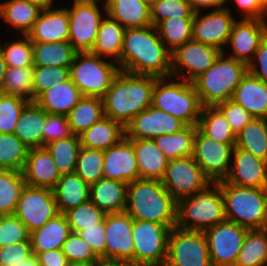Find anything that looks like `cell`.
Listing matches in <instances>:
<instances>
[{
  "mask_svg": "<svg viewBox=\"0 0 267 266\" xmlns=\"http://www.w3.org/2000/svg\"><path fill=\"white\" fill-rule=\"evenodd\" d=\"M171 52L155 26L126 29L119 69L132 74L171 78Z\"/></svg>",
  "mask_w": 267,
  "mask_h": 266,
  "instance_id": "obj_1",
  "label": "cell"
},
{
  "mask_svg": "<svg viewBox=\"0 0 267 266\" xmlns=\"http://www.w3.org/2000/svg\"><path fill=\"white\" fill-rule=\"evenodd\" d=\"M157 77L120 70L102 97L104 116L124 127L143 110L152 106V91Z\"/></svg>",
  "mask_w": 267,
  "mask_h": 266,
  "instance_id": "obj_2",
  "label": "cell"
},
{
  "mask_svg": "<svg viewBox=\"0 0 267 266\" xmlns=\"http://www.w3.org/2000/svg\"><path fill=\"white\" fill-rule=\"evenodd\" d=\"M177 201L162 181L137 179L128 184L125 212L134 220L151 221L169 228L176 225Z\"/></svg>",
  "mask_w": 267,
  "mask_h": 266,
  "instance_id": "obj_3",
  "label": "cell"
},
{
  "mask_svg": "<svg viewBox=\"0 0 267 266\" xmlns=\"http://www.w3.org/2000/svg\"><path fill=\"white\" fill-rule=\"evenodd\" d=\"M222 52L215 63L192 83L202 107H215L231 100L235 88L248 72V65Z\"/></svg>",
  "mask_w": 267,
  "mask_h": 266,
  "instance_id": "obj_4",
  "label": "cell"
},
{
  "mask_svg": "<svg viewBox=\"0 0 267 266\" xmlns=\"http://www.w3.org/2000/svg\"><path fill=\"white\" fill-rule=\"evenodd\" d=\"M211 185L214 186L213 189ZM225 220L224 200L221 186L217 182H212L199 193L177 201V228L205 231Z\"/></svg>",
  "mask_w": 267,
  "mask_h": 266,
  "instance_id": "obj_5",
  "label": "cell"
},
{
  "mask_svg": "<svg viewBox=\"0 0 267 266\" xmlns=\"http://www.w3.org/2000/svg\"><path fill=\"white\" fill-rule=\"evenodd\" d=\"M221 186L225 218L248 229H262L267 224V188L241 187L217 182Z\"/></svg>",
  "mask_w": 267,
  "mask_h": 266,
  "instance_id": "obj_6",
  "label": "cell"
},
{
  "mask_svg": "<svg viewBox=\"0 0 267 266\" xmlns=\"http://www.w3.org/2000/svg\"><path fill=\"white\" fill-rule=\"evenodd\" d=\"M157 78L152 91V106L180 119L187 126H197L202 105L192 82H165Z\"/></svg>",
  "mask_w": 267,
  "mask_h": 266,
  "instance_id": "obj_7",
  "label": "cell"
},
{
  "mask_svg": "<svg viewBox=\"0 0 267 266\" xmlns=\"http://www.w3.org/2000/svg\"><path fill=\"white\" fill-rule=\"evenodd\" d=\"M114 63L102 61L91 52L76 53L69 67L70 79L78 87L82 96L102 98L119 73Z\"/></svg>",
  "mask_w": 267,
  "mask_h": 266,
  "instance_id": "obj_8",
  "label": "cell"
},
{
  "mask_svg": "<svg viewBox=\"0 0 267 266\" xmlns=\"http://www.w3.org/2000/svg\"><path fill=\"white\" fill-rule=\"evenodd\" d=\"M170 230L171 228L163 224L133 219V263L146 266H164Z\"/></svg>",
  "mask_w": 267,
  "mask_h": 266,
  "instance_id": "obj_9",
  "label": "cell"
},
{
  "mask_svg": "<svg viewBox=\"0 0 267 266\" xmlns=\"http://www.w3.org/2000/svg\"><path fill=\"white\" fill-rule=\"evenodd\" d=\"M164 266H213L204 231L172 228Z\"/></svg>",
  "mask_w": 267,
  "mask_h": 266,
  "instance_id": "obj_10",
  "label": "cell"
},
{
  "mask_svg": "<svg viewBox=\"0 0 267 266\" xmlns=\"http://www.w3.org/2000/svg\"><path fill=\"white\" fill-rule=\"evenodd\" d=\"M161 181L176 201L199 193L212 183L192 156L170 160Z\"/></svg>",
  "mask_w": 267,
  "mask_h": 266,
  "instance_id": "obj_11",
  "label": "cell"
},
{
  "mask_svg": "<svg viewBox=\"0 0 267 266\" xmlns=\"http://www.w3.org/2000/svg\"><path fill=\"white\" fill-rule=\"evenodd\" d=\"M249 231L248 228L225 220L204 231L213 266H234Z\"/></svg>",
  "mask_w": 267,
  "mask_h": 266,
  "instance_id": "obj_12",
  "label": "cell"
},
{
  "mask_svg": "<svg viewBox=\"0 0 267 266\" xmlns=\"http://www.w3.org/2000/svg\"><path fill=\"white\" fill-rule=\"evenodd\" d=\"M58 214L53 190L29 185H25L14 213L29 232L39 229Z\"/></svg>",
  "mask_w": 267,
  "mask_h": 266,
  "instance_id": "obj_13",
  "label": "cell"
},
{
  "mask_svg": "<svg viewBox=\"0 0 267 266\" xmlns=\"http://www.w3.org/2000/svg\"><path fill=\"white\" fill-rule=\"evenodd\" d=\"M67 10L68 42L77 53L91 52L103 19L97 3L74 0L73 7Z\"/></svg>",
  "mask_w": 267,
  "mask_h": 266,
  "instance_id": "obj_14",
  "label": "cell"
},
{
  "mask_svg": "<svg viewBox=\"0 0 267 266\" xmlns=\"http://www.w3.org/2000/svg\"><path fill=\"white\" fill-rule=\"evenodd\" d=\"M222 52L208 44L194 40L188 41L171 53V77L179 76L183 80L193 82L215 63ZM180 66L188 70V75L183 74Z\"/></svg>",
  "mask_w": 267,
  "mask_h": 266,
  "instance_id": "obj_15",
  "label": "cell"
},
{
  "mask_svg": "<svg viewBox=\"0 0 267 266\" xmlns=\"http://www.w3.org/2000/svg\"><path fill=\"white\" fill-rule=\"evenodd\" d=\"M234 147L235 143L212 140L197 129L192 157L212 182H218L229 173V160H232Z\"/></svg>",
  "mask_w": 267,
  "mask_h": 266,
  "instance_id": "obj_16",
  "label": "cell"
},
{
  "mask_svg": "<svg viewBox=\"0 0 267 266\" xmlns=\"http://www.w3.org/2000/svg\"><path fill=\"white\" fill-rule=\"evenodd\" d=\"M187 125L180 119L150 106L140 112L125 126L127 139H150L181 131Z\"/></svg>",
  "mask_w": 267,
  "mask_h": 266,
  "instance_id": "obj_17",
  "label": "cell"
},
{
  "mask_svg": "<svg viewBox=\"0 0 267 266\" xmlns=\"http://www.w3.org/2000/svg\"><path fill=\"white\" fill-rule=\"evenodd\" d=\"M132 227L133 218L126 212L106 215V261L133 263Z\"/></svg>",
  "mask_w": 267,
  "mask_h": 266,
  "instance_id": "obj_18",
  "label": "cell"
},
{
  "mask_svg": "<svg viewBox=\"0 0 267 266\" xmlns=\"http://www.w3.org/2000/svg\"><path fill=\"white\" fill-rule=\"evenodd\" d=\"M195 12L192 29V40L214 46L224 52L223 46L228 43L235 19L227 7L214 9L204 16Z\"/></svg>",
  "mask_w": 267,
  "mask_h": 266,
  "instance_id": "obj_19",
  "label": "cell"
},
{
  "mask_svg": "<svg viewBox=\"0 0 267 266\" xmlns=\"http://www.w3.org/2000/svg\"><path fill=\"white\" fill-rule=\"evenodd\" d=\"M233 165L224 181L241 187L267 188V161L234 147Z\"/></svg>",
  "mask_w": 267,
  "mask_h": 266,
  "instance_id": "obj_20",
  "label": "cell"
},
{
  "mask_svg": "<svg viewBox=\"0 0 267 266\" xmlns=\"http://www.w3.org/2000/svg\"><path fill=\"white\" fill-rule=\"evenodd\" d=\"M266 23L265 20L245 18L235 21L227 43L232 46L234 55L229 57L249 65L253 61L252 56L267 35Z\"/></svg>",
  "mask_w": 267,
  "mask_h": 266,
  "instance_id": "obj_21",
  "label": "cell"
},
{
  "mask_svg": "<svg viewBox=\"0 0 267 266\" xmlns=\"http://www.w3.org/2000/svg\"><path fill=\"white\" fill-rule=\"evenodd\" d=\"M103 176L106 179L131 183L140 179L137 158L132 143L124 137L104 151Z\"/></svg>",
  "mask_w": 267,
  "mask_h": 266,
  "instance_id": "obj_22",
  "label": "cell"
},
{
  "mask_svg": "<svg viewBox=\"0 0 267 266\" xmlns=\"http://www.w3.org/2000/svg\"><path fill=\"white\" fill-rule=\"evenodd\" d=\"M22 174L26 185L51 190L61 177L46 147L29 149Z\"/></svg>",
  "mask_w": 267,
  "mask_h": 266,
  "instance_id": "obj_23",
  "label": "cell"
},
{
  "mask_svg": "<svg viewBox=\"0 0 267 266\" xmlns=\"http://www.w3.org/2000/svg\"><path fill=\"white\" fill-rule=\"evenodd\" d=\"M27 36L31 42L38 43L68 41L69 17L67 8L41 10Z\"/></svg>",
  "mask_w": 267,
  "mask_h": 266,
  "instance_id": "obj_24",
  "label": "cell"
},
{
  "mask_svg": "<svg viewBox=\"0 0 267 266\" xmlns=\"http://www.w3.org/2000/svg\"><path fill=\"white\" fill-rule=\"evenodd\" d=\"M254 118L267 119V84L249 72L235 88L232 99Z\"/></svg>",
  "mask_w": 267,
  "mask_h": 266,
  "instance_id": "obj_25",
  "label": "cell"
},
{
  "mask_svg": "<svg viewBox=\"0 0 267 266\" xmlns=\"http://www.w3.org/2000/svg\"><path fill=\"white\" fill-rule=\"evenodd\" d=\"M127 183L101 178L90 185V200L106 214L123 213L127 206Z\"/></svg>",
  "mask_w": 267,
  "mask_h": 266,
  "instance_id": "obj_26",
  "label": "cell"
},
{
  "mask_svg": "<svg viewBox=\"0 0 267 266\" xmlns=\"http://www.w3.org/2000/svg\"><path fill=\"white\" fill-rule=\"evenodd\" d=\"M135 150L137 165L142 179L162 180L169 160L150 139H128Z\"/></svg>",
  "mask_w": 267,
  "mask_h": 266,
  "instance_id": "obj_27",
  "label": "cell"
},
{
  "mask_svg": "<svg viewBox=\"0 0 267 266\" xmlns=\"http://www.w3.org/2000/svg\"><path fill=\"white\" fill-rule=\"evenodd\" d=\"M71 233L66 216L59 213L39 229L30 232L32 253L62 249L63 243Z\"/></svg>",
  "mask_w": 267,
  "mask_h": 266,
  "instance_id": "obj_28",
  "label": "cell"
},
{
  "mask_svg": "<svg viewBox=\"0 0 267 266\" xmlns=\"http://www.w3.org/2000/svg\"><path fill=\"white\" fill-rule=\"evenodd\" d=\"M82 97L78 87L69 79L44 91L34 102L49 114L67 116Z\"/></svg>",
  "mask_w": 267,
  "mask_h": 266,
  "instance_id": "obj_29",
  "label": "cell"
},
{
  "mask_svg": "<svg viewBox=\"0 0 267 266\" xmlns=\"http://www.w3.org/2000/svg\"><path fill=\"white\" fill-rule=\"evenodd\" d=\"M53 193L59 213L64 214L90 200V185L76 173L61 174Z\"/></svg>",
  "mask_w": 267,
  "mask_h": 266,
  "instance_id": "obj_30",
  "label": "cell"
},
{
  "mask_svg": "<svg viewBox=\"0 0 267 266\" xmlns=\"http://www.w3.org/2000/svg\"><path fill=\"white\" fill-rule=\"evenodd\" d=\"M106 14L125 29L152 25L150 5L144 0H111L106 5Z\"/></svg>",
  "mask_w": 267,
  "mask_h": 266,
  "instance_id": "obj_31",
  "label": "cell"
},
{
  "mask_svg": "<svg viewBox=\"0 0 267 266\" xmlns=\"http://www.w3.org/2000/svg\"><path fill=\"white\" fill-rule=\"evenodd\" d=\"M45 123L46 111L32 101L24 107L13 133L29 149L42 148Z\"/></svg>",
  "mask_w": 267,
  "mask_h": 266,
  "instance_id": "obj_32",
  "label": "cell"
},
{
  "mask_svg": "<svg viewBox=\"0 0 267 266\" xmlns=\"http://www.w3.org/2000/svg\"><path fill=\"white\" fill-rule=\"evenodd\" d=\"M125 137V127L111 118L103 117L79 135L81 147L107 150Z\"/></svg>",
  "mask_w": 267,
  "mask_h": 266,
  "instance_id": "obj_33",
  "label": "cell"
},
{
  "mask_svg": "<svg viewBox=\"0 0 267 266\" xmlns=\"http://www.w3.org/2000/svg\"><path fill=\"white\" fill-rule=\"evenodd\" d=\"M125 31L126 29L116 20L109 16L103 17L91 53L101 58L109 56L117 64L121 58Z\"/></svg>",
  "mask_w": 267,
  "mask_h": 266,
  "instance_id": "obj_34",
  "label": "cell"
},
{
  "mask_svg": "<svg viewBox=\"0 0 267 266\" xmlns=\"http://www.w3.org/2000/svg\"><path fill=\"white\" fill-rule=\"evenodd\" d=\"M104 117L103 100L100 97L83 96L68 113L72 134L79 136Z\"/></svg>",
  "mask_w": 267,
  "mask_h": 266,
  "instance_id": "obj_35",
  "label": "cell"
},
{
  "mask_svg": "<svg viewBox=\"0 0 267 266\" xmlns=\"http://www.w3.org/2000/svg\"><path fill=\"white\" fill-rule=\"evenodd\" d=\"M41 8L27 0H9L0 3V17L23 35H27L36 22Z\"/></svg>",
  "mask_w": 267,
  "mask_h": 266,
  "instance_id": "obj_36",
  "label": "cell"
},
{
  "mask_svg": "<svg viewBox=\"0 0 267 266\" xmlns=\"http://www.w3.org/2000/svg\"><path fill=\"white\" fill-rule=\"evenodd\" d=\"M197 129V126H186L179 132L157 136L153 141L169 161L189 157L193 155Z\"/></svg>",
  "mask_w": 267,
  "mask_h": 266,
  "instance_id": "obj_37",
  "label": "cell"
},
{
  "mask_svg": "<svg viewBox=\"0 0 267 266\" xmlns=\"http://www.w3.org/2000/svg\"><path fill=\"white\" fill-rule=\"evenodd\" d=\"M34 66L70 67L76 51L68 41L52 43L32 42Z\"/></svg>",
  "mask_w": 267,
  "mask_h": 266,
  "instance_id": "obj_38",
  "label": "cell"
},
{
  "mask_svg": "<svg viewBox=\"0 0 267 266\" xmlns=\"http://www.w3.org/2000/svg\"><path fill=\"white\" fill-rule=\"evenodd\" d=\"M235 147L267 161V119L254 118L237 135Z\"/></svg>",
  "mask_w": 267,
  "mask_h": 266,
  "instance_id": "obj_39",
  "label": "cell"
},
{
  "mask_svg": "<svg viewBox=\"0 0 267 266\" xmlns=\"http://www.w3.org/2000/svg\"><path fill=\"white\" fill-rule=\"evenodd\" d=\"M234 266H267V230L249 229Z\"/></svg>",
  "mask_w": 267,
  "mask_h": 266,
  "instance_id": "obj_40",
  "label": "cell"
},
{
  "mask_svg": "<svg viewBox=\"0 0 267 266\" xmlns=\"http://www.w3.org/2000/svg\"><path fill=\"white\" fill-rule=\"evenodd\" d=\"M198 130L205 136L222 143H235L236 135L223 114L216 107H202Z\"/></svg>",
  "mask_w": 267,
  "mask_h": 266,
  "instance_id": "obj_41",
  "label": "cell"
},
{
  "mask_svg": "<svg viewBox=\"0 0 267 266\" xmlns=\"http://www.w3.org/2000/svg\"><path fill=\"white\" fill-rule=\"evenodd\" d=\"M26 183L22 171L0 169V214L14 215Z\"/></svg>",
  "mask_w": 267,
  "mask_h": 266,
  "instance_id": "obj_42",
  "label": "cell"
},
{
  "mask_svg": "<svg viewBox=\"0 0 267 266\" xmlns=\"http://www.w3.org/2000/svg\"><path fill=\"white\" fill-rule=\"evenodd\" d=\"M47 150L51 153L60 174L74 173L77 157L81 148L79 136H71L48 143Z\"/></svg>",
  "mask_w": 267,
  "mask_h": 266,
  "instance_id": "obj_43",
  "label": "cell"
},
{
  "mask_svg": "<svg viewBox=\"0 0 267 266\" xmlns=\"http://www.w3.org/2000/svg\"><path fill=\"white\" fill-rule=\"evenodd\" d=\"M193 20L194 18H171L155 26L165 46L168 44L171 53L192 40Z\"/></svg>",
  "mask_w": 267,
  "mask_h": 266,
  "instance_id": "obj_44",
  "label": "cell"
},
{
  "mask_svg": "<svg viewBox=\"0 0 267 266\" xmlns=\"http://www.w3.org/2000/svg\"><path fill=\"white\" fill-rule=\"evenodd\" d=\"M34 66L8 67L5 72L3 94L19 96L29 102L33 101Z\"/></svg>",
  "mask_w": 267,
  "mask_h": 266,
  "instance_id": "obj_45",
  "label": "cell"
},
{
  "mask_svg": "<svg viewBox=\"0 0 267 266\" xmlns=\"http://www.w3.org/2000/svg\"><path fill=\"white\" fill-rule=\"evenodd\" d=\"M28 151L14 133H0V169L22 171Z\"/></svg>",
  "mask_w": 267,
  "mask_h": 266,
  "instance_id": "obj_46",
  "label": "cell"
},
{
  "mask_svg": "<svg viewBox=\"0 0 267 266\" xmlns=\"http://www.w3.org/2000/svg\"><path fill=\"white\" fill-rule=\"evenodd\" d=\"M104 151L81 147L75 171L87 184L96 183L103 176Z\"/></svg>",
  "mask_w": 267,
  "mask_h": 266,
  "instance_id": "obj_47",
  "label": "cell"
},
{
  "mask_svg": "<svg viewBox=\"0 0 267 266\" xmlns=\"http://www.w3.org/2000/svg\"><path fill=\"white\" fill-rule=\"evenodd\" d=\"M72 232L79 233L85 228L98 227L105 221L106 213L100 210L91 200L65 212Z\"/></svg>",
  "mask_w": 267,
  "mask_h": 266,
  "instance_id": "obj_48",
  "label": "cell"
},
{
  "mask_svg": "<svg viewBox=\"0 0 267 266\" xmlns=\"http://www.w3.org/2000/svg\"><path fill=\"white\" fill-rule=\"evenodd\" d=\"M152 25L171 18H194L195 12L188 0H158L150 6Z\"/></svg>",
  "mask_w": 267,
  "mask_h": 266,
  "instance_id": "obj_49",
  "label": "cell"
},
{
  "mask_svg": "<svg viewBox=\"0 0 267 266\" xmlns=\"http://www.w3.org/2000/svg\"><path fill=\"white\" fill-rule=\"evenodd\" d=\"M70 79L69 68L59 66H34L33 101L44 91Z\"/></svg>",
  "mask_w": 267,
  "mask_h": 266,
  "instance_id": "obj_50",
  "label": "cell"
},
{
  "mask_svg": "<svg viewBox=\"0 0 267 266\" xmlns=\"http://www.w3.org/2000/svg\"><path fill=\"white\" fill-rule=\"evenodd\" d=\"M29 101L14 95L0 93V133L11 134Z\"/></svg>",
  "mask_w": 267,
  "mask_h": 266,
  "instance_id": "obj_51",
  "label": "cell"
},
{
  "mask_svg": "<svg viewBox=\"0 0 267 266\" xmlns=\"http://www.w3.org/2000/svg\"><path fill=\"white\" fill-rule=\"evenodd\" d=\"M24 38L25 40H18L10 45L5 42L4 48L0 44L7 67L34 66L32 42L27 35H24Z\"/></svg>",
  "mask_w": 267,
  "mask_h": 266,
  "instance_id": "obj_52",
  "label": "cell"
},
{
  "mask_svg": "<svg viewBox=\"0 0 267 266\" xmlns=\"http://www.w3.org/2000/svg\"><path fill=\"white\" fill-rule=\"evenodd\" d=\"M68 262H99L91 246L78 233L72 232L62 246Z\"/></svg>",
  "mask_w": 267,
  "mask_h": 266,
  "instance_id": "obj_53",
  "label": "cell"
},
{
  "mask_svg": "<svg viewBox=\"0 0 267 266\" xmlns=\"http://www.w3.org/2000/svg\"><path fill=\"white\" fill-rule=\"evenodd\" d=\"M30 241V232L15 215H5L0 221V247Z\"/></svg>",
  "mask_w": 267,
  "mask_h": 266,
  "instance_id": "obj_54",
  "label": "cell"
},
{
  "mask_svg": "<svg viewBox=\"0 0 267 266\" xmlns=\"http://www.w3.org/2000/svg\"><path fill=\"white\" fill-rule=\"evenodd\" d=\"M228 121L231 130L237 135L254 117L241 105L227 100L215 106Z\"/></svg>",
  "mask_w": 267,
  "mask_h": 266,
  "instance_id": "obj_55",
  "label": "cell"
},
{
  "mask_svg": "<svg viewBox=\"0 0 267 266\" xmlns=\"http://www.w3.org/2000/svg\"><path fill=\"white\" fill-rule=\"evenodd\" d=\"M71 135L72 132L67 116L46 112V123L43 128V147L48 143L67 138Z\"/></svg>",
  "mask_w": 267,
  "mask_h": 266,
  "instance_id": "obj_56",
  "label": "cell"
},
{
  "mask_svg": "<svg viewBox=\"0 0 267 266\" xmlns=\"http://www.w3.org/2000/svg\"><path fill=\"white\" fill-rule=\"evenodd\" d=\"M31 242L22 241L0 247V266H14L31 256Z\"/></svg>",
  "mask_w": 267,
  "mask_h": 266,
  "instance_id": "obj_57",
  "label": "cell"
},
{
  "mask_svg": "<svg viewBox=\"0 0 267 266\" xmlns=\"http://www.w3.org/2000/svg\"><path fill=\"white\" fill-rule=\"evenodd\" d=\"M92 248V251L100 259L106 261V235L105 221L98 227L85 228L78 233Z\"/></svg>",
  "mask_w": 267,
  "mask_h": 266,
  "instance_id": "obj_58",
  "label": "cell"
},
{
  "mask_svg": "<svg viewBox=\"0 0 267 266\" xmlns=\"http://www.w3.org/2000/svg\"><path fill=\"white\" fill-rule=\"evenodd\" d=\"M255 58L260 64L259 70L255 64V61L253 60L248 65V72L267 84V35L262 40L259 48L255 52L254 59Z\"/></svg>",
  "mask_w": 267,
  "mask_h": 266,
  "instance_id": "obj_59",
  "label": "cell"
},
{
  "mask_svg": "<svg viewBox=\"0 0 267 266\" xmlns=\"http://www.w3.org/2000/svg\"><path fill=\"white\" fill-rule=\"evenodd\" d=\"M242 10L245 19L265 20L267 8L260 0H234Z\"/></svg>",
  "mask_w": 267,
  "mask_h": 266,
  "instance_id": "obj_60",
  "label": "cell"
},
{
  "mask_svg": "<svg viewBox=\"0 0 267 266\" xmlns=\"http://www.w3.org/2000/svg\"><path fill=\"white\" fill-rule=\"evenodd\" d=\"M40 266H68V260L62 250L36 253Z\"/></svg>",
  "mask_w": 267,
  "mask_h": 266,
  "instance_id": "obj_61",
  "label": "cell"
},
{
  "mask_svg": "<svg viewBox=\"0 0 267 266\" xmlns=\"http://www.w3.org/2000/svg\"><path fill=\"white\" fill-rule=\"evenodd\" d=\"M226 1L227 0H188L194 12H199L201 7H215V9L224 8V3Z\"/></svg>",
  "mask_w": 267,
  "mask_h": 266,
  "instance_id": "obj_62",
  "label": "cell"
},
{
  "mask_svg": "<svg viewBox=\"0 0 267 266\" xmlns=\"http://www.w3.org/2000/svg\"><path fill=\"white\" fill-rule=\"evenodd\" d=\"M7 68H8L7 64L0 50V93H2V90H3V83H4L5 72L7 71Z\"/></svg>",
  "mask_w": 267,
  "mask_h": 266,
  "instance_id": "obj_63",
  "label": "cell"
},
{
  "mask_svg": "<svg viewBox=\"0 0 267 266\" xmlns=\"http://www.w3.org/2000/svg\"><path fill=\"white\" fill-rule=\"evenodd\" d=\"M14 266H40L36 254H32L22 262Z\"/></svg>",
  "mask_w": 267,
  "mask_h": 266,
  "instance_id": "obj_64",
  "label": "cell"
},
{
  "mask_svg": "<svg viewBox=\"0 0 267 266\" xmlns=\"http://www.w3.org/2000/svg\"><path fill=\"white\" fill-rule=\"evenodd\" d=\"M35 5H37L42 10L51 8L53 0H27Z\"/></svg>",
  "mask_w": 267,
  "mask_h": 266,
  "instance_id": "obj_65",
  "label": "cell"
},
{
  "mask_svg": "<svg viewBox=\"0 0 267 266\" xmlns=\"http://www.w3.org/2000/svg\"><path fill=\"white\" fill-rule=\"evenodd\" d=\"M98 262H69L68 266H96Z\"/></svg>",
  "mask_w": 267,
  "mask_h": 266,
  "instance_id": "obj_66",
  "label": "cell"
},
{
  "mask_svg": "<svg viewBox=\"0 0 267 266\" xmlns=\"http://www.w3.org/2000/svg\"><path fill=\"white\" fill-rule=\"evenodd\" d=\"M96 266H119V262L100 260Z\"/></svg>",
  "mask_w": 267,
  "mask_h": 266,
  "instance_id": "obj_67",
  "label": "cell"
},
{
  "mask_svg": "<svg viewBox=\"0 0 267 266\" xmlns=\"http://www.w3.org/2000/svg\"><path fill=\"white\" fill-rule=\"evenodd\" d=\"M78 1H83V2H91V3H97L98 0H78ZM111 0H105V3L103 5L105 13H106V5L110 2Z\"/></svg>",
  "mask_w": 267,
  "mask_h": 266,
  "instance_id": "obj_68",
  "label": "cell"
},
{
  "mask_svg": "<svg viewBox=\"0 0 267 266\" xmlns=\"http://www.w3.org/2000/svg\"><path fill=\"white\" fill-rule=\"evenodd\" d=\"M119 266H146V265H139V264L130 263V262H127V263L119 262Z\"/></svg>",
  "mask_w": 267,
  "mask_h": 266,
  "instance_id": "obj_69",
  "label": "cell"
},
{
  "mask_svg": "<svg viewBox=\"0 0 267 266\" xmlns=\"http://www.w3.org/2000/svg\"><path fill=\"white\" fill-rule=\"evenodd\" d=\"M144 1L151 6L153 3L157 2L158 0H144Z\"/></svg>",
  "mask_w": 267,
  "mask_h": 266,
  "instance_id": "obj_70",
  "label": "cell"
},
{
  "mask_svg": "<svg viewBox=\"0 0 267 266\" xmlns=\"http://www.w3.org/2000/svg\"><path fill=\"white\" fill-rule=\"evenodd\" d=\"M262 4L267 8V0H260Z\"/></svg>",
  "mask_w": 267,
  "mask_h": 266,
  "instance_id": "obj_71",
  "label": "cell"
}]
</instances>
